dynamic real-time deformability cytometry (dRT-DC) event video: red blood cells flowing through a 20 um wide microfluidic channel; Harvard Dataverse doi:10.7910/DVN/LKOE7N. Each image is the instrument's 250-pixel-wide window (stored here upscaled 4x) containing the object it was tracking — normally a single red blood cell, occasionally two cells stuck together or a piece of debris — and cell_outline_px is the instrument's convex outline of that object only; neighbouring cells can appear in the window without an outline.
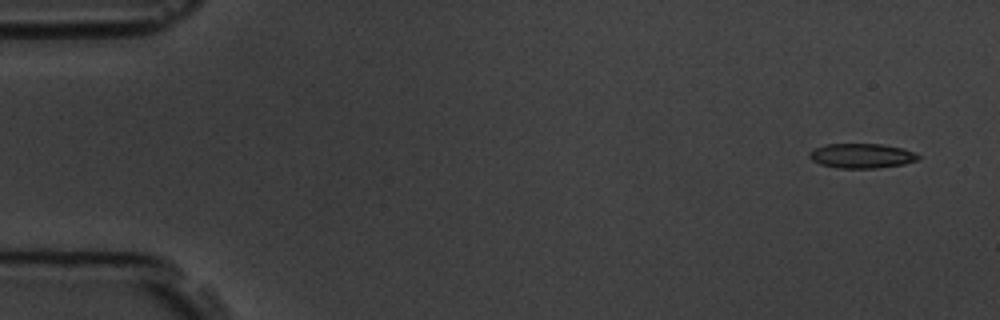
{"species": "common noctule bat (a hibernating species)", "species_latin": "Nyctalus noctula", "temperature_condition": "room temperature", "stored_images_in_passage": 5, "camera_frame_rate_fps": 3000, "um_per_image_px": 0.085, "animal": {"sex": "male", "body_mass_g": 19.5, "forearm_length_mm": 54.6}, "frame": {"image": 1, "passage_image": 1, "time_ms": 0.0, "image_size_px": [1000, 320], "cell_outline_px": [[920, 156], [916, 160], [904, 164], [876, 168], [836, 168], [820, 164], [812, 160], [808, 156], [808, 152], [824, 144], [880, 144], [900, 148], [912, 152]], "centroid_in_image_um": [73.17, 13.25], "position_along_channel_um": 11.8, "area_um2": 15.49}}
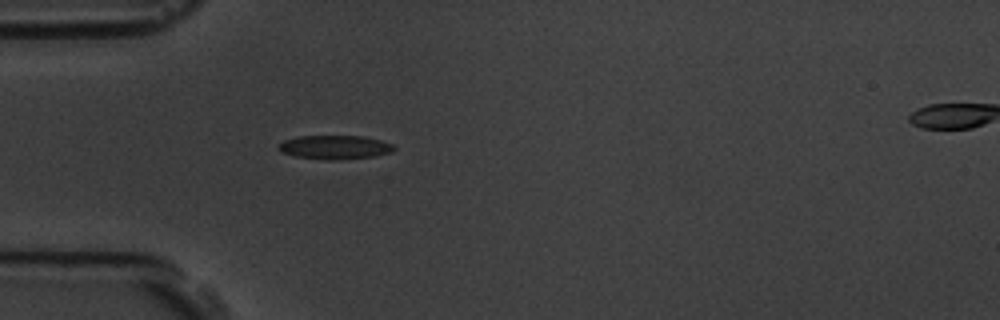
{"frame": {"image": 2, "passage_image": 4, "time_ms": 4.333, "image_size_px": [1000, 320], "cell_outline_px": [[396, 148], [392, 152], [376, 156], [336, 160], [324, 160], [296, 156], [280, 152], [276, 148], [284, 140], [296, 136], [364, 136], [380, 140], [392, 144]], "centroid_in_image_um": [28.45, 12.52], "position_along_channel_um": 56.5, "area_um2": 16.18}}